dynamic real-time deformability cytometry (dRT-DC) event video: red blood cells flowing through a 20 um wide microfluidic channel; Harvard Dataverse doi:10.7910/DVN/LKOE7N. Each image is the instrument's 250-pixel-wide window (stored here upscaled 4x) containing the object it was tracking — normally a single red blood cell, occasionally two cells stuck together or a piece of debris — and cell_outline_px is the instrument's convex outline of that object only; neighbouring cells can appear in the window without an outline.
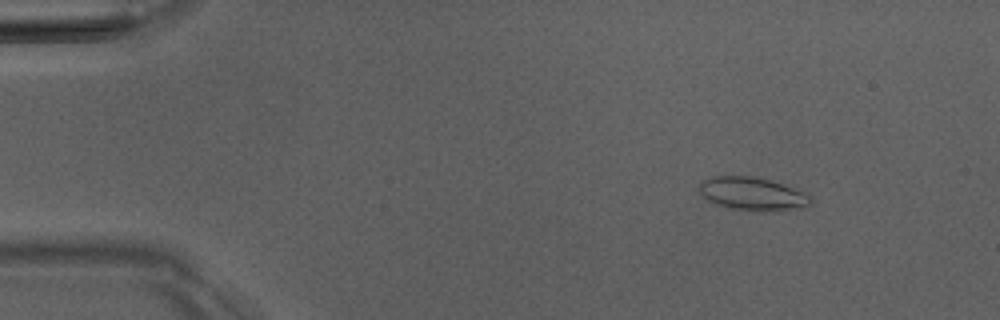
{"species": "Egyptian fruit bat (a non-hibernating species)", "species_latin": "Rousettus aegyptiacus", "temperature_condition": "room temperature", "stored_images_in_passage": 4, "camera_frame_rate_fps": 3000, "um_per_image_px": 0.085, "animal": {"sex": "male"}, "frame": {"image": 1, "passage_image": 2, "time_ms": 1.333, "image_size_px": [1000, 320], "cell_outline_px": [[812, 204], [804, 208], [732, 208], [708, 200], [700, 192], [700, 180], [712, 176], [748, 176], [768, 180], [804, 192], [812, 200]], "centroid_in_image_um": [63.91, 16.42], "position_along_channel_um": 21.1, "area_um2": 20.17}}